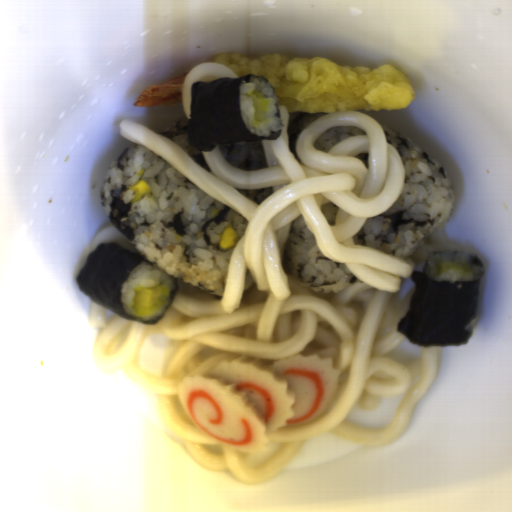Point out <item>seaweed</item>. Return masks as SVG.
Here are the masks:
<instances>
[{"instance_id": "7513b1e5", "label": "seaweed", "mask_w": 512, "mask_h": 512, "mask_svg": "<svg viewBox=\"0 0 512 512\" xmlns=\"http://www.w3.org/2000/svg\"><path fill=\"white\" fill-rule=\"evenodd\" d=\"M142 263L159 268L145 256L125 249L115 240L107 244H98L93 252L86 257L84 265L75 281L81 291L91 301L109 309L121 319L156 325L165 318L180 290V286L176 278L159 268L175 281L176 287L171 292V304L160 317L154 320L140 321L130 318L125 313L120 300L121 287L130 272Z\"/></svg>"}, {"instance_id": "45ffbabd", "label": "seaweed", "mask_w": 512, "mask_h": 512, "mask_svg": "<svg viewBox=\"0 0 512 512\" xmlns=\"http://www.w3.org/2000/svg\"><path fill=\"white\" fill-rule=\"evenodd\" d=\"M252 77L267 80L254 73L240 77H222L194 82L190 96V118L186 124L188 143L195 150L210 152L230 142L277 140L282 128L269 136H256L248 130L240 107V88ZM271 89L275 93V87ZM276 94V93H275Z\"/></svg>"}, {"instance_id": "1faa68ee", "label": "seaweed", "mask_w": 512, "mask_h": 512, "mask_svg": "<svg viewBox=\"0 0 512 512\" xmlns=\"http://www.w3.org/2000/svg\"><path fill=\"white\" fill-rule=\"evenodd\" d=\"M425 261L421 270L412 271L415 284L407 313L398 322L397 331L414 345L422 347L464 344L472 336L467 324L478 312L484 265L480 256L472 255L481 267L480 277L472 281H444L430 278Z\"/></svg>"}, {"instance_id": "ac131d1f", "label": "seaweed", "mask_w": 512, "mask_h": 512, "mask_svg": "<svg viewBox=\"0 0 512 512\" xmlns=\"http://www.w3.org/2000/svg\"><path fill=\"white\" fill-rule=\"evenodd\" d=\"M276 117H278V118L282 121V119H281V115H280V109H279V107H278V106H277Z\"/></svg>"}]
</instances>
